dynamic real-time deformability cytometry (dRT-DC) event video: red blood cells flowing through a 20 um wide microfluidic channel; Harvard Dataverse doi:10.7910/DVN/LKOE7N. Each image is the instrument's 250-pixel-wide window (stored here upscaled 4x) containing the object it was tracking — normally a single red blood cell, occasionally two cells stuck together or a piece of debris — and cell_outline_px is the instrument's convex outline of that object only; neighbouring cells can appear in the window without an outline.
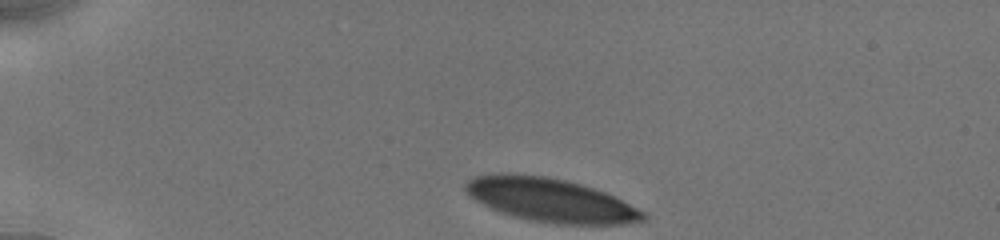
{"species": "human", "species_latin": "Homo sapiens", "temperature_condition": "cold", "stored_images_in_passage": 5, "camera_frame_rate_fps": 3000, "um_per_image_px": 0.085, "donor": {"sex": "male"}, "frame": {"image": 1, "passage_image": 1, "time_ms": 0.0, "image_size_px": [1000, 240], "cell_outline_px": [[648, 220], [624, 224], [556, 224], [532, 220], [500, 212], [476, 200], [464, 188], [464, 184], [468, 180], [476, 176], [500, 172], [504, 172], [544, 176], [564, 180], [580, 184], [604, 192], [644, 212], [648, 216]], "centroid_in_image_um": [46.79, 17.0], "position_along_channel_um": 38.2, "area_um2": 44.62}}
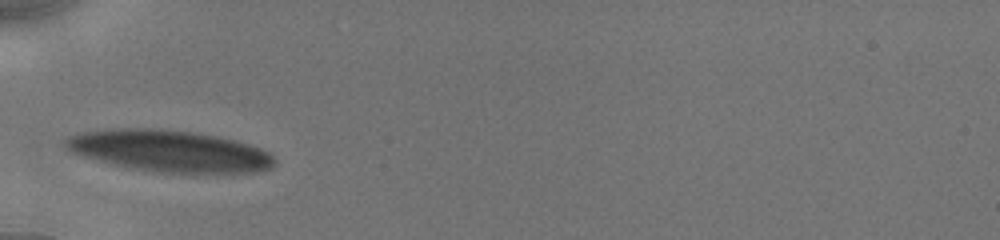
{"frame": {"image": 2, "passage_image": 5, "time_ms": 2.333, "image_size_px": [1000, 240], "cell_outline_px": [[276, 160], [272, 168], [256, 172], [160, 172], [132, 168], [112, 164], [84, 156], [72, 152], [64, 144], [64, 136], [76, 132], [112, 128], [160, 128], [196, 132], [236, 140], [260, 148], [268, 152]], "centroid_in_image_um": [14.35, 12.8], "position_along_channel_um": 70.6, "area_um2": 50.75}}